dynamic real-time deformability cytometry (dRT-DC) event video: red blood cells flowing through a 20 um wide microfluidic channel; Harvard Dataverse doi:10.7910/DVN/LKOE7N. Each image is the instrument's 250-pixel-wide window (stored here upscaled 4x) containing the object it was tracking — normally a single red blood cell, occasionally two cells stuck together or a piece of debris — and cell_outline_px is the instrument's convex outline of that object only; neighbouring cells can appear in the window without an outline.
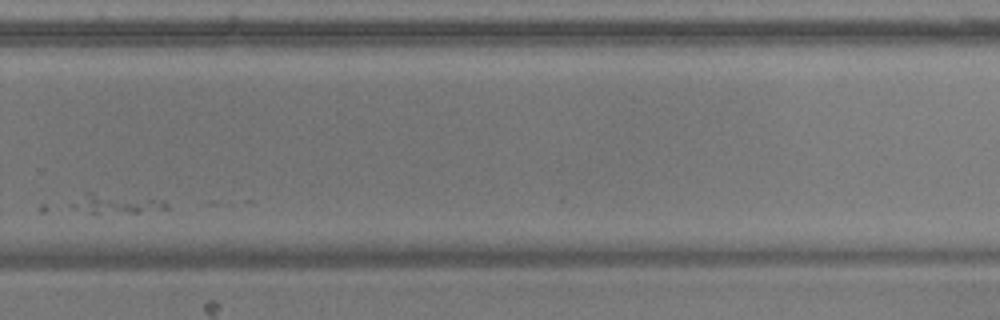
{"species": "common noctule bat (a hibernating species)", "species_latin": "Nyctalus noctula", "temperature_condition": "warm", "stored_images_in_passage": 7, "camera_frame_rate_fps": 3000, "um_per_image_px": 0.085, "animal": {"sex": "male", "body_mass_g": 17.9, "forearm_length_mm": 54.2}, "frame": {"image": 1, "passage_image": 7, "time_ms": 2.0, "image_size_px": [1000, 320], "cell_outline_px": [[168, 208], [136, 212], [88, 212], [72, 208], [68, 204], [84, 192], [92, 192], [164, 200], [168, 204]], "centroid_in_image_um": [9.79, 17.28], "position_along_channel_um": 320.0, "area_um2": 10.52}}